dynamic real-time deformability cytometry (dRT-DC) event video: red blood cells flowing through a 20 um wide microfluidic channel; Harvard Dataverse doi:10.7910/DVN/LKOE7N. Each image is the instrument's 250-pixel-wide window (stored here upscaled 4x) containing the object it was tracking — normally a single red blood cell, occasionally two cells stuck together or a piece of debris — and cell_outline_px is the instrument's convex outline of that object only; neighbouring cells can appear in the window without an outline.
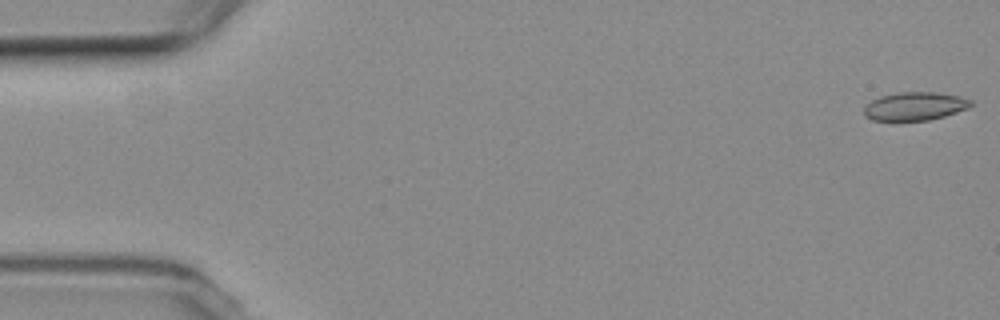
{"species": "common noctule bat (a hibernating species)", "species_latin": "Nyctalus noctula", "temperature_condition": "room temperature", "stored_images_in_passage": 5, "camera_frame_rate_fps": 3000, "um_per_image_px": 0.085, "animal": {"sex": "female", "body_mass_g": 19.3, "forearm_length_mm": 54.1}, "frame": {"image": 1, "passage_image": 1, "time_ms": 0.0, "image_size_px": [1000, 320], "cell_outline_px": [[972, 104], [968, 108], [944, 116], [928, 120], [872, 120], [864, 116], [864, 108], [872, 100], [880, 96], [896, 92], [936, 92], [960, 96], [972, 100]], "centroid_in_image_um": [77.76, 9.02], "position_along_channel_um": 7.2, "area_um2": 17.57}}
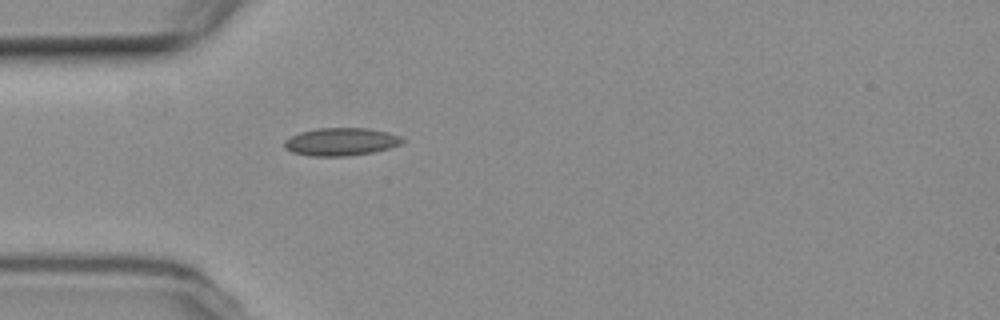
{"frame": {"image": 2, "passage_image": 5, "time_ms": 5.333, "image_size_px": [1000, 320], "cell_outline_px": [[404, 140], [400, 144], [388, 148], [372, 152], [348, 156], [308, 156], [292, 152], [284, 148], [284, 140], [300, 132], [316, 128], [368, 128], [388, 132], [400, 136]], "centroid_in_image_um": [28.95, 12.05], "position_along_channel_um": 56.0, "area_um2": 19.13}}